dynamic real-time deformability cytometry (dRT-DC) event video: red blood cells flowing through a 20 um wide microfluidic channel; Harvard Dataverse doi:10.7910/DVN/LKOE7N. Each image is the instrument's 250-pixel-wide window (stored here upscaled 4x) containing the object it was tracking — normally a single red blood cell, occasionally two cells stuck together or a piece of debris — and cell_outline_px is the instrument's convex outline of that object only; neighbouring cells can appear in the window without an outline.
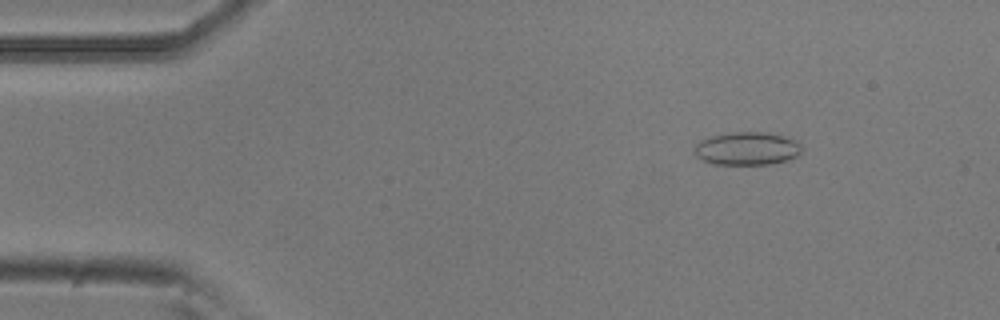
{"species": "common noctule bat (a hibernating species)", "species_latin": "Nyctalus noctula", "temperature_condition": "room temperature", "stored_images_in_passage": 5, "camera_frame_rate_fps": 3000, "um_per_image_px": 0.085, "animal": {"sex": "male", "body_mass_g": 20.5, "forearm_length_mm": 52.5}, "frame": {"image": 1, "passage_image": 2, "time_ms": 0.333, "image_size_px": [1000, 320], "cell_outline_px": [[800, 152], [796, 156], [788, 160], [768, 164], [716, 164], [704, 160], [696, 156], [696, 144], [700, 140], [712, 136], [736, 132], [760, 132], [784, 136], [796, 140], [800, 144]], "centroid_in_image_um": [63.51, 12.63], "position_along_channel_um": 21.5, "area_um2": 20.29}}
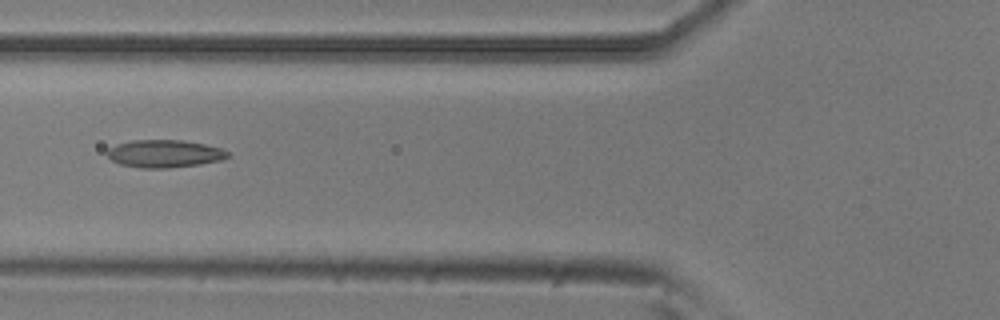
{"frame": {"image": 2, "passage_image": 5, "time_ms": 1.333, "image_size_px": [1000, 320], "cell_outline_px": [[228, 156], [220, 160], [200, 164], [168, 168], [140, 168], [120, 164], [112, 160], [108, 156], [108, 148], [116, 144], [132, 140], [184, 140], [204, 144], [220, 148], [228, 152]], "centroid_in_image_um": [13.95, 13.06], "position_along_channel_um": 111.8, "area_um2": 19.31}}